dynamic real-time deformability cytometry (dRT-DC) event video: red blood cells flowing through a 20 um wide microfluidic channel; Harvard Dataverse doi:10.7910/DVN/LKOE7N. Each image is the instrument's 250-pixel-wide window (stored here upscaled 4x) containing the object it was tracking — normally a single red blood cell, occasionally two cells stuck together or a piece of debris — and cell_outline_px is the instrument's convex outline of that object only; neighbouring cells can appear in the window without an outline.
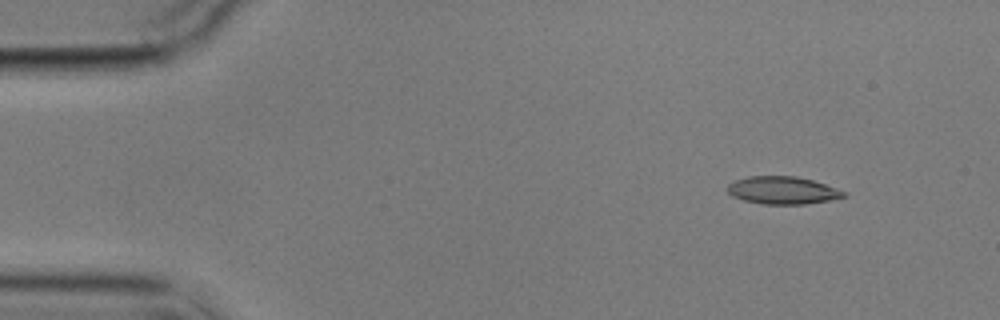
{"species": "common noctule bat (a hibernating species)", "species_latin": "Nyctalus noctula", "temperature_condition": "cold", "stored_images_in_passage": 3, "camera_frame_rate_fps": 3000, "um_per_image_px": 0.085, "animal": {"sex": "male", "body_mass_g": 17.9}, "frame": {"image": 1, "passage_image": 1, "time_ms": 0.0, "image_size_px": [1000, 320], "cell_outline_px": [[848, 196], [828, 200], [804, 204], [760, 204], [744, 200], [732, 196], [728, 192], [728, 184], [736, 180], [748, 176], [796, 176], [812, 180], [848, 192]], "centroid_in_image_um": [66.53, 16.18], "position_along_channel_um": 18.5, "area_um2": 18.67}}